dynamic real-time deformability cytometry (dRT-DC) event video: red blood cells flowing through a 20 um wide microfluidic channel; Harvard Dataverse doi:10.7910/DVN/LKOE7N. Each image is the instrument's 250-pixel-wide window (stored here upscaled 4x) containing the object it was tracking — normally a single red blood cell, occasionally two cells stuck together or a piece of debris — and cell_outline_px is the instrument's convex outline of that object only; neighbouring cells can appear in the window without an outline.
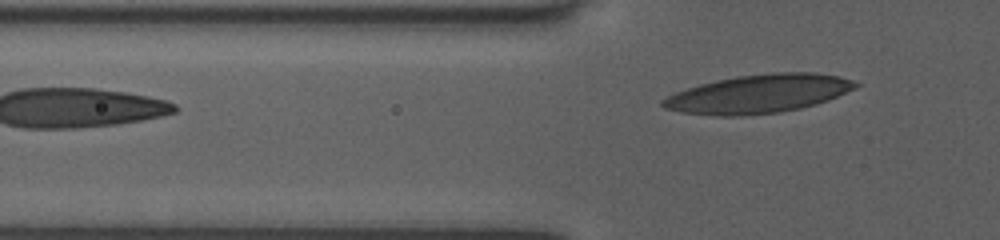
{"species": "human", "species_latin": "Homo sapiens", "temperature_condition": "room temperature", "stored_images_in_passage": 10, "segment_of_instrument_passage": [2, 2], "camera_frame_rate_fps": 3000, "um_per_image_px": 0.085, "donor": {"sex": "female"}, "frame": {"image": 1, "passage_image": 10, "time_ms": 3.0, "image_size_px": [1000, 240], "cell_outline_px": [[860, 84], [856, 88], [828, 100], [816, 104], [800, 108], [780, 112], [732, 116], [720, 116], [680, 112], [664, 108], [660, 104], [660, 100], [676, 92], [700, 84], [716, 80], [736, 76], [772, 72], [816, 72], [840, 76], [852, 80]], "centroid_in_image_um": [64.49, 7.96], "position_along_channel_um": 61.3, "area_um2": 43.23}}